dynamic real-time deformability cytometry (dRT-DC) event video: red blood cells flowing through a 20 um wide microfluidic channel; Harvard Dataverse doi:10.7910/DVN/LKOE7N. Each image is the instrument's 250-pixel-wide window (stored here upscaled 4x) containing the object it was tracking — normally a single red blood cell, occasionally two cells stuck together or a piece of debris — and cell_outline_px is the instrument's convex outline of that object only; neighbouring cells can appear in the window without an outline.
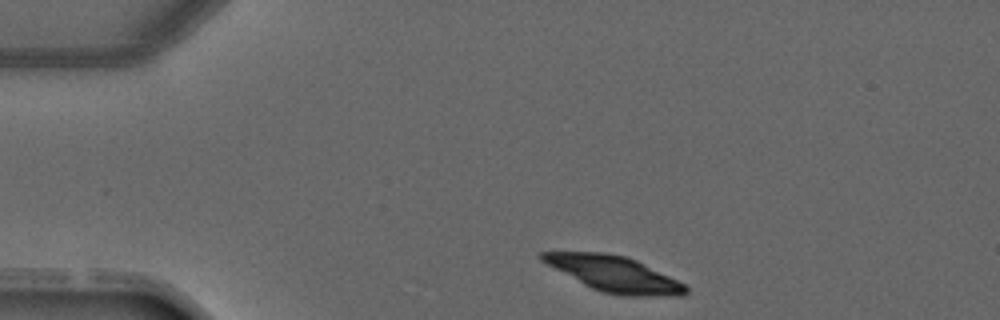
{"species": "common noctule bat (a hibernating species)", "species_latin": "Nyctalus noctula", "temperature_condition": "warm", "stored_images_in_passage": 2, "camera_frame_rate_fps": 3000, "um_per_image_px": 0.085, "animal": {"sex": "male", "forearm_length_mm": 52.5}, "frame": {"image": 1, "passage_image": 1, "time_ms": 0.0, "image_size_px": [1000, 320], "cell_outline_px": [[688, 292], [684, 296], [620, 296], [600, 292], [584, 284], [540, 260], [540, 252], [604, 252], [624, 256], [636, 260], [684, 284], [688, 288]], "centroid_in_image_um": [52.22, 23.3], "position_along_channel_um": 32.8, "area_um2": 29.42}}